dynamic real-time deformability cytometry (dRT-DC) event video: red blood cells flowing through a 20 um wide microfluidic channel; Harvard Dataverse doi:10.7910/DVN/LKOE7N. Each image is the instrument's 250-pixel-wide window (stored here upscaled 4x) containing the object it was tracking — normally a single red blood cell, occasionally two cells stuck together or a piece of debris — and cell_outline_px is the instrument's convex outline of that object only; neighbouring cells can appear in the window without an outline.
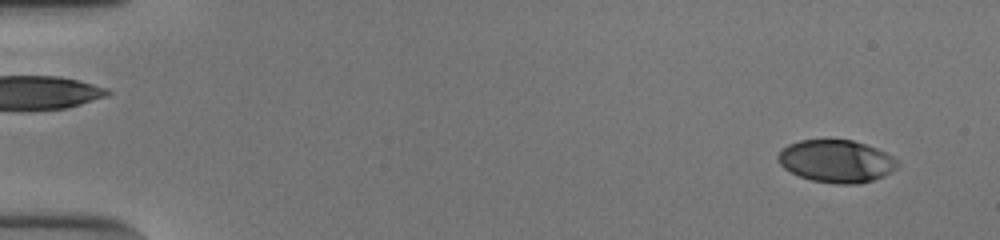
{"species": "human", "species_latin": "Homo sapiens", "temperature_condition": "cold", "stored_images_in_passage": 53, "camera_frame_rate_fps": 3000, "um_per_image_px": 0.085, "donor": {"sex": "male"}, "frame": {"image": 1, "passage_image": 3, "time_ms": 0.667, "image_size_px": [1000, 240], "cell_outline_px": [[900, 164], [892, 172], [884, 176], [872, 180], [856, 184], [836, 184], [812, 180], [800, 176], [784, 168], [780, 164], [776, 156], [788, 144], [800, 140], [852, 140], [876, 148], [892, 156]], "centroid_in_image_um": [71.09, 13.7], "position_along_channel_um": 13.9, "area_um2": 29.42}}
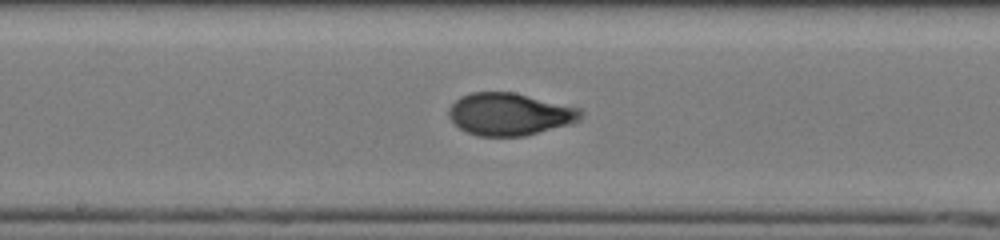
{"frame": {"image": 2, "passage_image": 29, "time_ms": 9.333, "image_size_px": [1000, 240], "cell_outline_px": [[580, 116], [576, 120], [568, 124], [524, 136], [476, 136], [460, 128], [448, 116], [448, 108], [460, 96], [472, 92], [512, 92], [576, 108], [580, 112]], "centroid_in_image_um": [43.21, 9.71], "position_along_channel_um": 205.0, "area_um2": 31.79}}
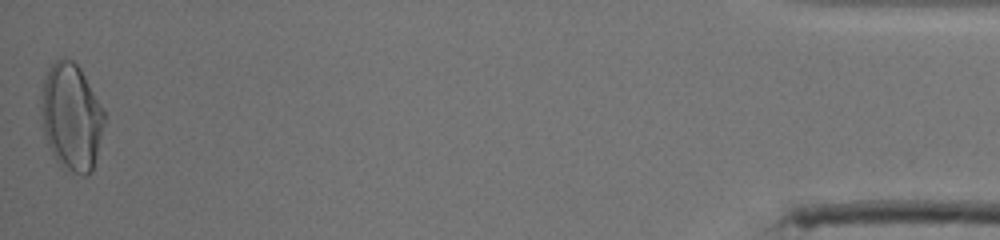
{"frame": {"image": 3, "passage_image": 53, "time_ms": 17.333, "image_size_px": [1000, 240], "cell_outline_px": [[104, 120], [96, 156], [92, 172], [88, 176], [84, 176], [60, 168], [44, 136], [40, 108], [40, 104], [44, 80], [48, 68], [60, 56], [64, 56], [72, 60], [80, 68], [104, 108]], "centroid_in_image_um": [6.05, 9.94], "position_along_channel_um": 429.2, "area_um2": 39.65}, "authors_computed_cell_mechanics": {"area_um2": 31.212, "velocity_mm_per_s": 3.8703, "shape_relaxation_time_tau1_ms": 6.3506, "shape_relaxation_time_tau2_ms": null, "deformation_change_tau1": 0.2358, "deformation_change_tau2": null}}